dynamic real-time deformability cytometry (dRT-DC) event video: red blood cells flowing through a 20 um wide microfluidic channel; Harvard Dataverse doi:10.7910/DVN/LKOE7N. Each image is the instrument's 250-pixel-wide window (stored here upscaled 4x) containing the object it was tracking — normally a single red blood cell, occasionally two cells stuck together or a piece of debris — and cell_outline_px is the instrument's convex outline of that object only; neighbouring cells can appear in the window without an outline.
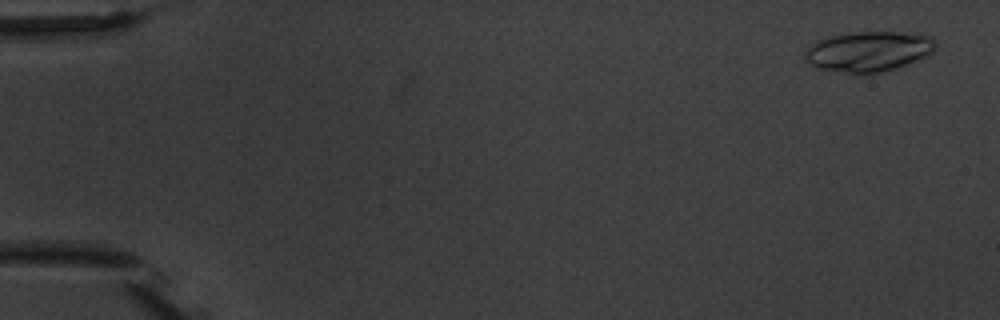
{"species": "common noctule bat (a hibernating species)", "species_latin": "Nyctalus noctula", "temperature_condition": "warm", "stored_images_in_passage": 3, "camera_frame_rate_fps": 3000, "um_per_image_px": 0.085, "animal": {"sex": "male", "body_mass_g": 20.1, "forearm_length_mm": 53.5}, "frame": {"image": 1, "passage_image": 1, "time_ms": 0.0, "image_size_px": [1000, 320], "cell_outline_px": [[936, 48], [928, 56], [896, 68], [880, 72], [860, 76], [852, 76], [816, 68], [804, 56], [808, 48], [816, 40], [828, 36], [852, 32], [896, 32], [928, 36], [936, 40]], "centroid_in_image_um": [73.8, 4.41], "position_along_channel_um": 11.2, "area_um2": 31.15}}